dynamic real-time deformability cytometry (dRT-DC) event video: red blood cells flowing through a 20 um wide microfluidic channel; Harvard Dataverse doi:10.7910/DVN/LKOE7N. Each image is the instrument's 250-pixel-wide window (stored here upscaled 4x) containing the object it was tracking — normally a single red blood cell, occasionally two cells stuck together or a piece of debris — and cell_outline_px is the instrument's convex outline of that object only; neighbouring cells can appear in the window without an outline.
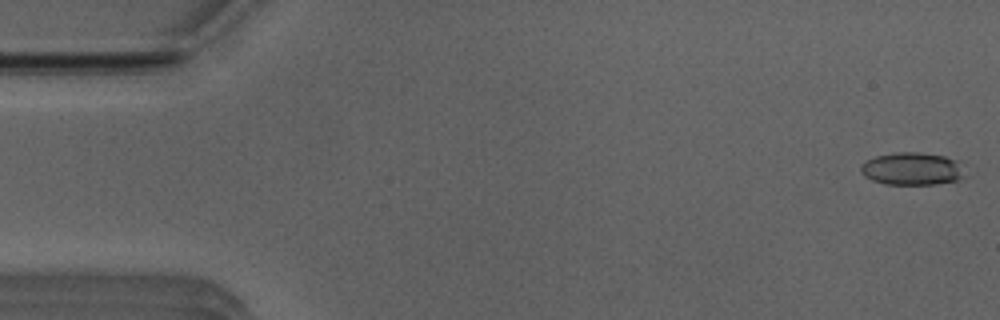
{"species": "Egyptian fruit bat (a non-hibernating species)", "species_latin": "Rousettus aegyptiacus", "temperature_condition": "room temperature", "stored_images_in_passage": 51, "camera_frame_rate_fps": 3000, "um_per_image_px": 0.085, "animal": {"sex": "male"}, "frame": {"image": 1, "passage_image": 1, "time_ms": 0.0, "image_size_px": [1000, 320], "cell_outline_px": [[964, 180], [936, 184], [884, 184], [872, 180], [864, 176], [860, 172], [860, 164], [876, 156], [896, 152], [920, 152], [944, 156], [956, 160], [964, 176]], "centroid_in_image_um": [77.5, 14.36], "position_along_channel_um": 7.5, "area_um2": 19.83}}
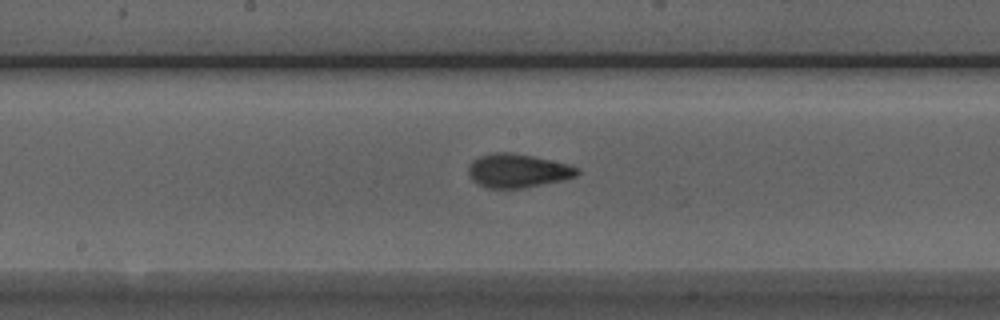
{"frame": {"image": 2, "passage_image": 26, "time_ms": 8.333, "image_size_px": [1000, 320], "cell_outline_px": [[580, 172], [576, 176], [560, 180], [524, 188], [488, 188], [476, 184], [468, 176], [468, 168], [472, 160], [480, 156], [496, 152], [508, 152], [532, 156], [568, 164], [580, 168]], "centroid_in_image_um": [43.97, 14.51], "position_along_channel_um": 204.2, "area_um2": 21.33}}
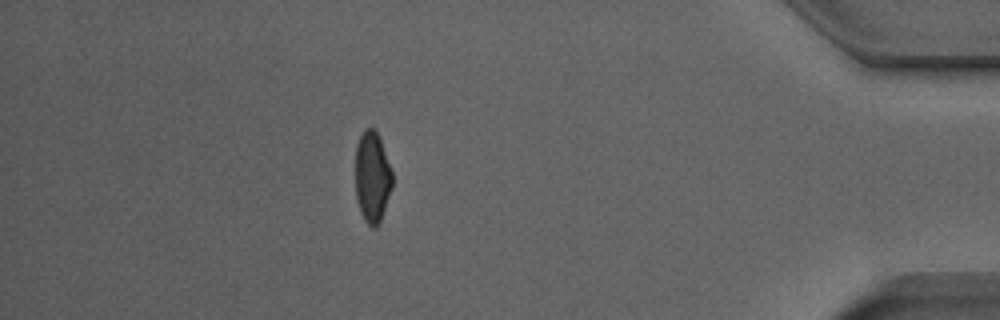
{"frame": {"image": 3, "passage_image": 45, "time_ms": 14.667, "image_size_px": [1000, 320], "cell_outline_px": [[392, 188], [380, 220], [376, 228], [372, 228], [364, 220], [360, 212], [356, 200], [356, 144], [364, 128], [376, 128], [380, 136], [392, 172]], "centroid_in_image_um": [31.64, 15.02], "position_along_channel_um": 403.6, "area_um2": 19.77}, "authors_computed_cell_mechanics": {"area_um2": 20.23, "velocity_mm_per_s": 3.9629, "shape_relaxation_time_tau1_ms": 5.7357, "shape_relaxation_time_tau2_ms": 1.247, "deformation_change_tau1": 0.1577, "deformation_change_tau2": 0.0868}}